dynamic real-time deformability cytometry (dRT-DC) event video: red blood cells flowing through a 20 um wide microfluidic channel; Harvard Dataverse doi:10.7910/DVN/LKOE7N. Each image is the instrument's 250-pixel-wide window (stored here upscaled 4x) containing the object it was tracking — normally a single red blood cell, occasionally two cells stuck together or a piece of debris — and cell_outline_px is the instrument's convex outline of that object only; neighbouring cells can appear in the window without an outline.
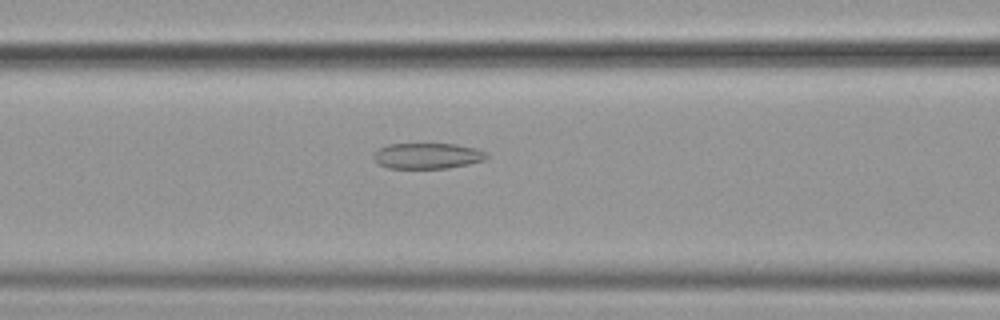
{"species": "common noctule bat (a hibernating species)", "species_latin": "Nyctalus noctula", "temperature_condition": "cold", "stored_images_in_passage": 56, "camera_frame_rate_fps": 3000, "um_per_image_px": 0.085, "animal": {"sex": "female", "body_mass_g": 19.9}, "frame": {"image": 1, "passage_image": 24, "time_ms": 7.667, "image_size_px": [1000, 320], "cell_outline_px": [[488, 156], [484, 160], [468, 164], [448, 168], [388, 168], [380, 164], [372, 156], [380, 148], [388, 144], [456, 144], [476, 148], [484, 152]], "centroid_in_image_um": [36.34, 13.24], "position_along_channel_um": 130.3, "area_um2": 16.76}}
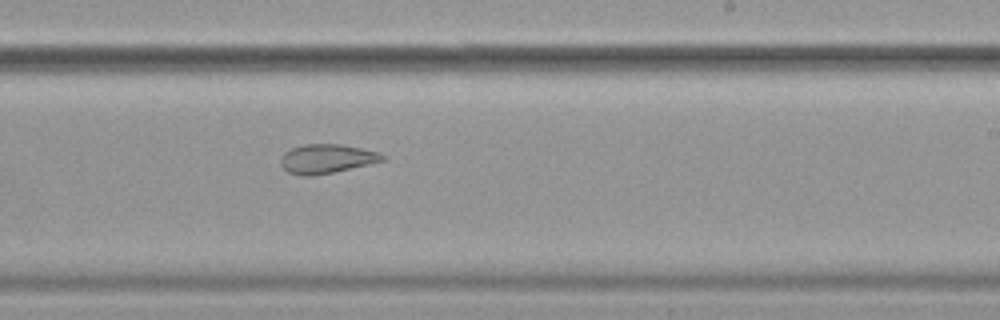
{"frame": {"image": 2, "passage_image": 35, "time_ms": 11.333, "image_size_px": [1000, 320], "cell_outline_px": [[384, 160], [368, 164], [332, 172], [312, 176], [304, 176], [288, 172], [280, 164], [280, 160], [284, 152], [292, 148], [304, 144], [340, 144], [380, 152], [384, 156]], "centroid_in_image_um": [27.73, 13.49], "position_along_channel_um": 261.3, "area_um2": 17.05}}
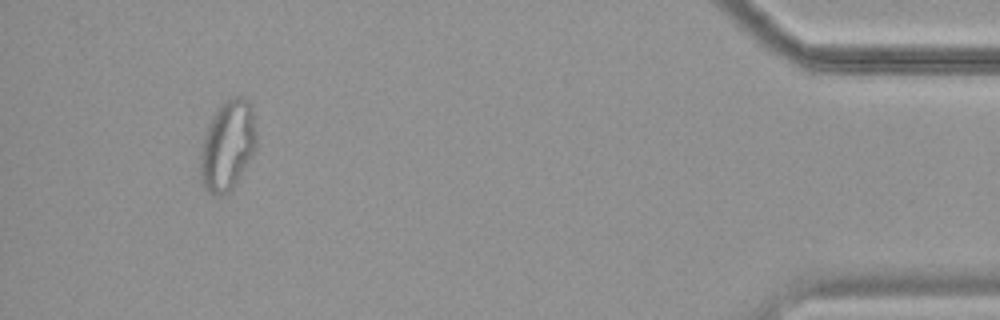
{"frame": {"image": 3, "passage_image": 53, "time_ms": 17.333, "image_size_px": [1000, 320], "cell_outline_px": [[256, 148], [252, 156], [232, 188], [228, 192], [220, 196], [212, 196], [200, 180], [200, 156], [204, 136], [220, 104], [224, 100], [236, 96], [240, 96], [248, 100], [252, 104], [256, 136]], "centroid_in_image_um": [19.35, 12.37], "position_along_channel_um": 415.8, "area_um2": 29.19}, "authors_computed_cell_mechanics": {"area_um2": 23.2934, "velocity_mm_per_s": 3.5838, "shape_relaxation_time_tau1_ms": null, "shape_relaxation_time_tau2_ms": 3.0894, "deformation_change_tau1": null, "deformation_change_tau2": 0.0959}}